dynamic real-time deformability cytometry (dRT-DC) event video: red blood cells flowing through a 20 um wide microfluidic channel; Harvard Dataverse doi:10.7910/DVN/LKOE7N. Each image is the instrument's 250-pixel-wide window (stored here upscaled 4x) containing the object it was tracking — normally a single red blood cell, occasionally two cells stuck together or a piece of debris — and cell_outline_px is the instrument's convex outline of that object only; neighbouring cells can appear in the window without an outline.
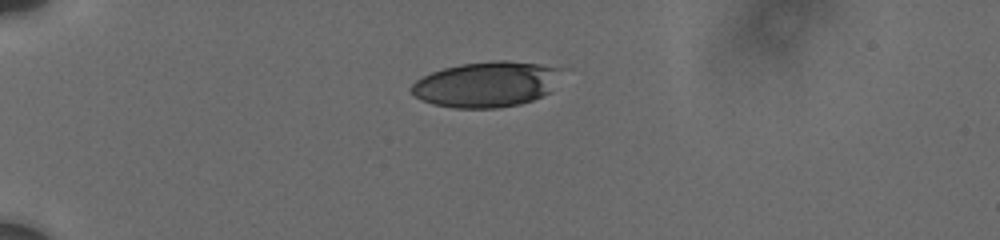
{"species": "human", "species_latin": "Homo sapiens", "temperature_condition": "cold", "stored_images_in_passage": 6, "camera_frame_rate_fps": 3000, "um_per_image_px": 0.085, "donor": {"sex": "male"}, "frame": {"image": 1, "passage_image": 1, "time_ms": 0.0, "image_size_px": [1000, 240], "cell_outline_px": [[568, 68], [552, 92], [532, 100], [520, 104], [496, 108], [456, 108], [432, 104], [420, 100], [408, 88], [416, 80], [432, 72], [444, 68], [460, 64], [492, 60], [504, 60], [540, 64]], "centroid_in_image_um": [41.44, 7.15], "position_along_channel_um": 43.6, "area_um2": 40.58}}
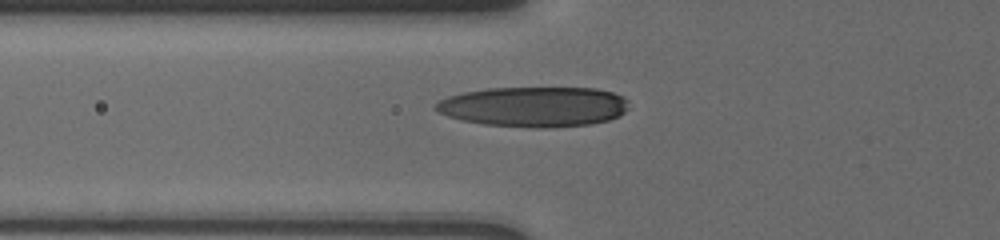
{"frame": {"image": 2, "passage_image": 5, "time_ms": 2.333, "image_size_px": [1000, 240], "cell_outline_px": [[628, 108], [620, 116], [608, 120], [592, 124], [552, 128], [532, 128], [484, 124], [460, 120], [436, 112], [432, 108], [432, 104], [448, 96], [464, 92], [488, 88], [596, 88], [612, 92], [624, 96], [628, 100]], "centroid_in_image_um": [45.37, 9.07], "position_along_channel_um": 80.4, "area_um2": 45.78}}